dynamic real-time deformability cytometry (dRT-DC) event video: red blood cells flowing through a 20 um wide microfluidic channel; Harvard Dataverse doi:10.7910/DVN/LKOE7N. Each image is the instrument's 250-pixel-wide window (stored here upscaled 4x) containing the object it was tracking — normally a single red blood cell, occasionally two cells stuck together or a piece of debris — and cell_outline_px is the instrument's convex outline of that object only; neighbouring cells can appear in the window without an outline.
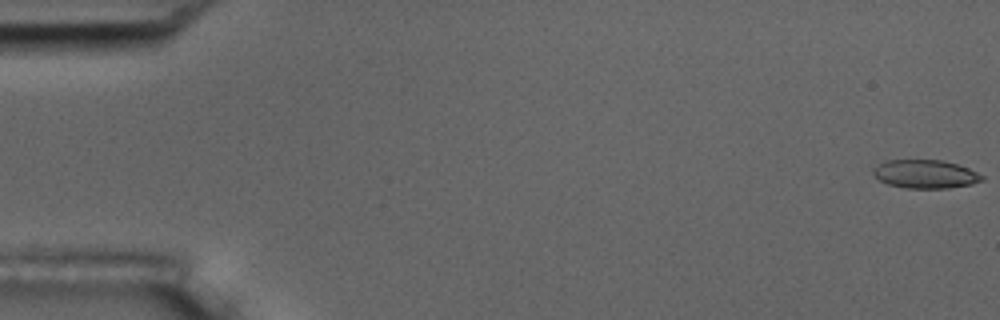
{"species": "common noctule bat (a hibernating species)", "species_latin": "Nyctalus noctula", "temperature_condition": "room temperature", "stored_images_in_passage": 14, "camera_frame_rate_fps": 3000, "um_per_image_px": 0.085, "animal": {"sex": "male", "body_mass_g": 17.5, "forearm_length_mm": 52.3}, "frame": {"image": 1, "passage_image": 1, "time_ms": 0.0, "image_size_px": [1000, 320], "cell_outline_px": [[984, 180], [972, 184], [948, 188], [904, 188], [888, 184], [880, 180], [872, 172], [880, 164], [888, 160], [940, 160], [956, 164], [968, 168], [984, 176]], "centroid_in_image_um": [78.69, 14.81], "position_along_channel_um": 6.3, "area_um2": 17.8}}